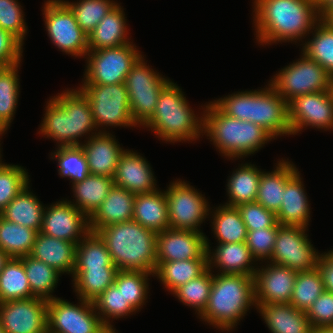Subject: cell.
Returning a JSON list of instances; mask_svg holds the SVG:
<instances>
[{
	"instance_id": "52a82bcc",
	"label": "cell",
	"mask_w": 333,
	"mask_h": 333,
	"mask_svg": "<svg viewBox=\"0 0 333 333\" xmlns=\"http://www.w3.org/2000/svg\"><path fill=\"white\" fill-rule=\"evenodd\" d=\"M181 89L169 81L161 90L152 117L143 125L162 140H194L203 132V117L197 118Z\"/></svg>"
},
{
	"instance_id": "6da1fadb",
	"label": "cell",
	"mask_w": 333,
	"mask_h": 333,
	"mask_svg": "<svg viewBox=\"0 0 333 333\" xmlns=\"http://www.w3.org/2000/svg\"><path fill=\"white\" fill-rule=\"evenodd\" d=\"M254 4L261 44L298 40L320 20L316 0H255Z\"/></svg>"
},
{
	"instance_id": "ab89813d",
	"label": "cell",
	"mask_w": 333,
	"mask_h": 333,
	"mask_svg": "<svg viewBox=\"0 0 333 333\" xmlns=\"http://www.w3.org/2000/svg\"><path fill=\"white\" fill-rule=\"evenodd\" d=\"M212 224L219 243L246 242V225L237 207L219 206L214 212Z\"/></svg>"
},
{
	"instance_id": "816d5d0a",
	"label": "cell",
	"mask_w": 333,
	"mask_h": 333,
	"mask_svg": "<svg viewBox=\"0 0 333 333\" xmlns=\"http://www.w3.org/2000/svg\"><path fill=\"white\" fill-rule=\"evenodd\" d=\"M247 231L278 227L276 214L258 202L243 203L237 206Z\"/></svg>"
},
{
	"instance_id": "be15d7a7",
	"label": "cell",
	"mask_w": 333,
	"mask_h": 333,
	"mask_svg": "<svg viewBox=\"0 0 333 333\" xmlns=\"http://www.w3.org/2000/svg\"><path fill=\"white\" fill-rule=\"evenodd\" d=\"M5 132V130H3V129H0V135L2 134V133H4ZM1 157V156H0ZM3 163L1 162V160H0V165H2Z\"/></svg>"
},
{
	"instance_id": "6125c7cd",
	"label": "cell",
	"mask_w": 333,
	"mask_h": 333,
	"mask_svg": "<svg viewBox=\"0 0 333 333\" xmlns=\"http://www.w3.org/2000/svg\"><path fill=\"white\" fill-rule=\"evenodd\" d=\"M0 333H6L5 330L3 329V326L1 325V322H0Z\"/></svg>"
},
{
	"instance_id": "ee69618b",
	"label": "cell",
	"mask_w": 333,
	"mask_h": 333,
	"mask_svg": "<svg viewBox=\"0 0 333 333\" xmlns=\"http://www.w3.org/2000/svg\"><path fill=\"white\" fill-rule=\"evenodd\" d=\"M213 282V275L208 268L199 277L180 285L173 291L178 299L189 306L197 309L200 315L207 306Z\"/></svg>"
},
{
	"instance_id": "484cf974",
	"label": "cell",
	"mask_w": 333,
	"mask_h": 333,
	"mask_svg": "<svg viewBox=\"0 0 333 333\" xmlns=\"http://www.w3.org/2000/svg\"><path fill=\"white\" fill-rule=\"evenodd\" d=\"M206 238V249L208 254V268L211 263L220 267L221 274L247 275L254 277L257 269L250 266L254 258L247 247L246 242L239 243H220L213 256L210 254L209 242ZM213 261V262H212Z\"/></svg>"
},
{
	"instance_id": "7dc6e473",
	"label": "cell",
	"mask_w": 333,
	"mask_h": 333,
	"mask_svg": "<svg viewBox=\"0 0 333 333\" xmlns=\"http://www.w3.org/2000/svg\"><path fill=\"white\" fill-rule=\"evenodd\" d=\"M54 154L59 164V175L69 177L73 184L84 180L90 174L81 146H58Z\"/></svg>"
},
{
	"instance_id": "4316f807",
	"label": "cell",
	"mask_w": 333,
	"mask_h": 333,
	"mask_svg": "<svg viewBox=\"0 0 333 333\" xmlns=\"http://www.w3.org/2000/svg\"><path fill=\"white\" fill-rule=\"evenodd\" d=\"M133 220L155 233L170 227L166 193L159 190L135 194Z\"/></svg>"
},
{
	"instance_id": "836d02e7",
	"label": "cell",
	"mask_w": 333,
	"mask_h": 333,
	"mask_svg": "<svg viewBox=\"0 0 333 333\" xmlns=\"http://www.w3.org/2000/svg\"><path fill=\"white\" fill-rule=\"evenodd\" d=\"M36 230L4 219L0 215V249L10 258H21L31 254Z\"/></svg>"
},
{
	"instance_id": "2e32d148",
	"label": "cell",
	"mask_w": 333,
	"mask_h": 333,
	"mask_svg": "<svg viewBox=\"0 0 333 333\" xmlns=\"http://www.w3.org/2000/svg\"><path fill=\"white\" fill-rule=\"evenodd\" d=\"M288 119L292 134L298 133L304 126L332 129V90L294 97L288 102Z\"/></svg>"
},
{
	"instance_id": "60d3db41",
	"label": "cell",
	"mask_w": 333,
	"mask_h": 333,
	"mask_svg": "<svg viewBox=\"0 0 333 333\" xmlns=\"http://www.w3.org/2000/svg\"><path fill=\"white\" fill-rule=\"evenodd\" d=\"M18 64L0 66V129L7 130L19 95Z\"/></svg>"
},
{
	"instance_id": "681fc988",
	"label": "cell",
	"mask_w": 333,
	"mask_h": 333,
	"mask_svg": "<svg viewBox=\"0 0 333 333\" xmlns=\"http://www.w3.org/2000/svg\"><path fill=\"white\" fill-rule=\"evenodd\" d=\"M28 173L18 165H0V212L29 183Z\"/></svg>"
},
{
	"instance_id": "11a10c76",
	"label": "cell",
	"mask_w": 333,
	"mask_h": 333,
	"mask_svg": "<svg viewBox=\"0 0 333 333\" xmlns=\"http://www.w3.org/2000/svg\"><path fill=\"white\" fill-rule=\"evenodd\" d=\"M22 45L17 38L0 28V66L20 63Z\"/></svg>"
},
{
	"instance_id": "7402d4cb",
	"label": "cell",
	"mask_w": 333,
	"mask_h": 333,
	"mask_svg": "<svg viewBox=\"0 0 333 333\" xmlns=\"http://www.w3.org/2000/svg\"><path fill=\"white\" fill-rule=\"evenodd\" d=\"M89 139L80 146L86 156L90 174L114 177L117 163L125 150L106 132L95 133Z\"/></svg>"
},
{
	"instance_id": "f5cc1de1",
	"label": "cell",
	"mask_w": 333,
	"mask_h": 333,
	"mask_svg": "<svg viewBox=\"0 0 333 333\" xmlns=\"http://www.w3.org/2000/svg\"><path fill=\"white\" fill-rule=\"evenodd\" d=\"M278 227L247 231L246 244L255 260L271 259Z\"/></svg>"
},
{
	"instance_id": "c3c4849f",
	"label": "cell",
	"mask_w": 333,
	"mask_h": 333,
	"mask_svg": "<svg viewBox=\"0 0 333 333\" xmlns=\"http://www.w3.org/2000/svg\"><path fill=\"white\" fill-rule=\"evenodd\" d=\"M93 303L95 309H98L101 312L98 311L100 319L113 333H116L115 329L112 328L113 326L107 319L109 317L120 318L135 311L128 302H125L121 290H119L114 284L106 288L105 291L93 301Z\"/></svg>"
},
{
	"instance_id": "f907efd6",
	"label": "cell",
	"mask_w": 333,
	"mask_h": 333,
	"mask_svg": "<svg viewBox=\"0 0 333 333\" xmlns=\"http://www.w3.org/2000/svg\"><path fill=\"white\" fill-rule=\"evenodd\" d=\"M22 13L16 0H0V28L9 32L23 44L27 27Z\"/></svg>"
},
{
	"instance_id": "f6af8a7d",
	"label": "cell",
	"mask_w": 333,
	"mask_h": 333,
	"mask_svg": "<svg viewBox=\"0 0 333 333\" xmlns=\"http://www.w3.org/2000/svg\"><path fill=\"white\" fill-rule=\"evenodd\" d=\"M152 273L143 271H121L115 277L114 285L121 290L125 302L136 311L144 304L147 295V277Z\"/></svg>"
},
{
	"instance_id": "7bdbcfd3",
	"label": "cell",
	"mask_w": 333,
	"mask_h": 333,
	"mask_svg": "<svg viewBox=\"0 0 333 333\" xmlns=\"http://www.w3.org/2000/svg\"><path fill=\"white\" fill-rule=\"evenodd\" d=\"M313 39L303 46V53L333 76V28L322 19L317 23Z\"/></svg>"
},
{
	"instance_id": "5bb4252c",
	"label": "cell",
	"mask_w": 333,
	"mask_h": 333,
	"mask_svg": "<svg viewBox=\"0 0 333 333\" xmlns=\"http://www.w3.org/2000/svg\"><path fill=\"white\" fill-rule=\"evenodd\" d=\"M305 231L304 227L279 224L271 263L288 267L296 272L314 270L319 255Z\"/></svg>"
},
{
	"instance_id": "8fae6325",
	"label": "cell",
	"mask_w": 333,
	"mask_h": 333,
	"mask_svg": "<svg viewBox=\"0 0 333 333\" xmlns=\"http://www.w3.org/2000/svg\"><path fill=\"white\" fill-rule=\"evenodd\" d=\"M79 90L88 99L97 127L135 126L131 117L127 87L124 83L111 85H82Z\"/></svg>"
},
{
	"instance_id": "277c9868",
	"label": "cell",
	"mask_w": 333,
	"mask_h": 333,
	"mask_svg": "<svg viewBox=\"0 0 333 333\" xmlns=\"http://www.w3.org/2000/svg\"><path fill=\"white\" fill-rule=\"evenodd\" d=\"M47 104L40 130L61 142L59 146H80L77 137L97 129L90 103L80 90H67Z\"/></svg>"
},
{
	"instance_id": "ffe728a7",
	"label": "cell",
	"mask_w": 333,
	"mask_h": 333,
	"mask_svg": "<svg viewBox=\"0 0 333 333\" xmlns=\"http://www.w3.org/2000/svg\"><path fill=\"white\" fill-rule=\"evenodd\" d=\"M296 277V271L273 263L256 270L254 275L256 305L289 303Z\"/></svg>"
},
{
	"instance_id": "7a4b0ae2",
	"label": "cell",
	"mask_w": 333,
	"mask_h": 333,
	"mask_svg": "<svg viewBox=\"0 0 333 333\" xmlns=\"http://www.w3.org/2000/svg\"><path fill=\"white\" fill-rule=\"evenodd\" d=\"M96 233L105 242L112 263L119 270L155 273L157 233L134 220L103 227Z\"/></svg>"
},
{
	"instance_id": "30bf717a",
	"label": "cell",
	"mask_w": 333,
	"mask_h": 333,
	"mask_svg": "<svg viewBox=\"0 0 333 333\" xmlns=\"http://www.w3.org/2000/svg\"><path fill=\"white\" fill-rule=\"evenodd\" d=\"M168 82L169 79L150 69L142 56L132 66L124 84L128 91L131 117L136 125L143 126L152 117L158 96Z\"/></svg>"
},
{
	"instance_id": "ac0fdd59",
	"label": "cell",
	"mask_w": 333,
	"mask_h": 333,
	"mask_svg": "<svg viewBox=\"0 0 333 333\" xmlns=\"http://www.w3.org/2000/svg\"><path fill=\"white\" fill-rule=\"evenodd\" d=\"M208 258L202 232L168 228L157 233V267L163 262Z\"/></svg>"
},
{
	"instance_id": "d590c367",
	"label": "cell",
	"mask_w": 333,
	"mask_h": 333,
	"mask_svg": "<svg viewBox=\"0 0 333 333\" xmlns=\"http://www.w3.org/2000/svg\"><path fill=\"white\" fill-rule=\"evenodd\" d=\"M261 173L254 165L246 163L237 169L228 180L230 200L225 205L237 207L243 203L255 202Z\"/></svg>"
},
{
	"instance_id": "6f0895ef",
	"label": "cell",
	"mask_w": 333,
	"mask_h": 333,
	"mask_svg": "<svg viewBox=\"0 0 333 333\" xmlns=\"http://www.w3.org/2000/svg\"><path fill=\"white\" fill-rule=\"evenodd\" d=\"M316 8L318 17L323 19L333 10V0H316Z\"/></svg>"
},
{
	"instance_id": "7c38bea8",
	"label": "cell",
	"mask_w": 333,
	"mask_h": 333,
	"mask_svg": "<svg viewBox=\"0 0 333 333\" xmlns=\"http://www.w3.org/2000/svg\"><path fill=\"white\" fill-rule=\"evenodd\" d=\"M80 302L81 305L76 306L56 297L48 301L47 330L55 333H113L97 316L98 310L93 302L84 299Z\"/></svg>"
},
{
	"instance_id": "e0dca14e",
	"label": "cell",
	"mask_w": 333,
	"mask_h": 333,
	"mask_svg": "<svg viewBox=\"0 0 333 333\" xmlns=\"http://www.w3.org/2000/svg\"><path fill=\"white\" fill-rule=\"evenodd\" d=\"M48 301L41 298L0 303V322L6 333H46Z\"/></svg>"
},
{
	"instance_id": "4fadbf2b",
	"label": "cell",
	"mask_w": 333,
	"mask_h": 333,
	"mask_svg": "<svg viewBox=\"0 0 333 333\" xmlns=\"http://www.w3.org/2000/svg\"><path fill=\"white\" fill-rule=\"evenodd\" d=\"M43 10L48 35L55 46L73 56L87 55L88 35L68 5L62 0H48Z\"/></svg>"
},
{
	"instance_id": "db71d44e",
	"label": "cell",
	"mask_w": 333,
	"mask_h": 333,
	"mask_svg": "<svg viewBox=\"0 0 333 333\" xmlns=\"http://www.w3.org/2000/svg\"><path fill=\"white\" fill-rule=\"evenodd\" d=\"M314 329L333 327V293L324 291L306 311Z\"/></svg>"
},
{
	"instance_id": "d4e9b609",
	"label": "cell",
	"mask_w": 333,
	"mask_h": 333,
	"mask_svg": "<svg viewBox=\"0 0 333 333\" xmlns=\"http://www.w3.org/2000/svg\"><path fill=\"white\" fill-rule=\"evenodd\" d=\"M272 333H312L306 312L290 303L256 305Z\"/></svg>"
},
{
	"instance_id": "f1b7e54d",
	"label": "cell",
	"mask_w": 333,
	"mask_h": 333,
	"mask_svg": "<svg viewBox=\"0 0 333 333\" xmlns=\"http://www.w3.org/2000/svg\"><path fill=\"white\" fill-rule=\"evenodd\" d=\"M297 171L293 164L283 160L278 163L273 172H262L256 202L276 214L283 202L285 184Z\"/></svg>"
},
{
	"instance_id": "603a6c76",
	"label": "cell",
	"mask_w": 333,
	"mask_h": 333,
	"mask_svg": "<svg viewBox=\"0 0 333 333\" xmlns=\"http://www.w3.org/2000/svg\"><path fill=\"white\" fill-rule=\"evenodd\" d=\"M135 194L114 185L103 203L89 217L90 232L117 223L133 220Z\"/></svg>"
},
{
	"instance_id": "94428289",
	"label": "cell",
	"mask_w": 333,
	"mask_h": 333,
	"mask_svg": "<svg viewBox=\"0 0 333 333\" xmlns=\"http://www.w3.org/2000/svg\"><path fill=\"white\" fill-rule=\"evenodd\" d=\"M312 333H333V327L314 329Z\"/></svg>"
},
{
	"instance_id": "9f6ffc18",
	"label": "cell",
	"mask_w": 333,
	"mask_h": 333,
	"mask_svg": "<svg viewBox=\"0 0 333 333\" xmlns=\"http://www.w3.org/2000/svg\"><path fill=\"white\" fill-rule=\"evenodd\" d=\"M317 267L321 272L325 291L333 293V251L319 255Z\"/></svg>"
},
{
	"instance_id": "d6986e66",
	"label": "cell",
	"mask_w": 333,
	"mask_h": 333,
	"mask_svg": "<svg viewBox=\"0 0 333 333\" xmlns=\"http://www.w3.org/2000/svg\"><path fill=\"white\" fill-rule=\"evenodd\" d=\"M71 203L67 200L56 202L44 210L40 232L78 244L79 236L85 237L90 232L89 218Z\"/></svg>"
},
{
	"instance_id": "e7e4bbea",
	"label": "cell",
	"mask_w": 333,
	"mask_h": 333,
	"mask_svg": "<svg viewBox=\"0 0 333 333\" xmlns=\"http://www.w3.org/2000/svg\"><path fill=\"white\" fill-rule=\"evenodd\" d=\"M331 90H332V93H333V76H332Z\"/></svg>"
},
{
	"instance_id": "680465c9",
	"label": "cell",
	"mask_w": 333,
	"mask_h": 333,
	"mask_svg": "<svg viewBox=\"0 0 333 333\" xmlns=\"http://www.w3.org/2000/svg\"><path fill=\"white\" fill-rule=\"evenodd\" d=\"M10 257L0 249V272L3 270L5 264L9 261Z\"/></svg>"
},
{
	"instance_id": "cb8c5ba5",
	"label": "cell",
	"mask_w": 333,
	"mask_h": 333,
	"mask_svg": "<svg viewBox=\"0 0 333 333\" xmlns=\"http://www.w3.org/2000/svg\"><path fill=\"white\" fill-rule=\"evenodd\" d=\"M76 248L77 243L38 232L30 256L55 268L60 273L68 272L73 275Z\"/></svg>"
},
{
	"instance_id": "4dcf8cb0",
	"label": "cell",
	"mask_w": 333,
	"mask_h": 333,
	"mask_svg": "<svg viewBox=\"0 0 333 333\" xmlns=\"http://www.w3.org/2000/svg\"><path fill=\"white\" fill-rule=\"evenodd\" d=\"M28 188L29 186L27 185L9 202L0 212V215L8 221L40 232L45 209L38 198L29 192Z\"/></svg>"
},
{
	"instance_id": "f546056e",
	"label": "cell",
	"mask_w": 333,
	"mask_h": 333,
	"mask_svg": "<svg viewBox=\"0 0 333 333\" xmlns=\"http://www.w3.org/2000/svg\"><path fill=\"white\" fill-rule=\"evenodd\" d=\"M122 8L116 5L88 34V49L100 50L129 44Z\"/></svg>"
},
{
	"instance_id": "03108f58",
	"label": "cell",
	"mask_w": 333,
	"mask_h": 333,
	"mask_svg": "<svg viewBox=\"0 0 333 333\" xmlns=\"http://www.w3.org/2000/svg\"><path fill=\"white\" fill-rule=\"evenodd\" d=\"M46 333H55V332H52V331H48V330H46Z\"/></svg>"
},
{
	"instance_id": "1f68e13d",
	"label": "cell",
	"mask_w": 333,
	"mask_h": 333,
	"mask_svg": "<svg viewBox=\"0 0 333 333\" xmlns=\"http://www.w3.org/2000/svg\"><path fill=\"white\" fill-rule=\"evenodd\" d=\"M113 186V177L89 174L84 180L73 184L76 197V204L73 205L89 218Z\"/></svg>"
},
{
	"instance_id": "d6a6232c",
	"label": "cell",
	"mask_w": 333,
	"mask_h": 333,
	"mask_svg": "<svg viewBox=\"0 0 333 333\" xmlns=\"http://www.w3.org/2000/svg\"><path fill=\"white\" fill-rule=\"evenodd\" d=\"M208 269V258L163 262L155 270V275L166 288L173 292L180 285L202 275Z\"/></svg>"
},
{
	"instance_id": "b9f144b4",
	"label": "cell",
	"mask_w": 333,
	"mask_h": 333,
	"mask_svg": "<svg viewBox=\"0 0 333 333\" xmlns=\"http://www.w3.org/2000/svg\"><path fill=\"white\" fill-rule=\"evenodd\" d=\"M325 291L320 270L297 272L290 304L297 310L306 312L314 301Z\"/></svg>"
},
{
	"instance_id": "3957f363",
	"label": "cell",
	"mask_w": 333,
	"mask_h": 333,
	"mask_svg": "<svg viewBox=\"0 0 333 333\" xmlns=\"http://www.w3.org/2000/svg\"><path fill=\"white\" fill-rule=\"evenodd\" d=\"M225 115L262 126L275 139L291 135L288 102L270 85L263 90L239 92L212 102Z\"/></svg>"
},
{
	"instance_id": "e575fe53",
	"label": "cell",
	"mask_w": 333,
	"mask_h": 333,
	"mask_svg": "<svg viewBox=\"0 0 333 333\" xmlns=\"http://www.w3.org/2000/svg\"><path fill=\"white\" fill-rule=\"evenodd\" d=\"M118 271V268L74 269L75 292L80 299L93 302L114 284Z\"/></svg>"
},
{
	"instance_id": "74e56055",
	"label": "cell",
	"mask_w": 333,
	"mask_h": 333,
	"mask_svg": "<svg viewBox=\"0 0 333 333\" xmlns=\"http://www.w3.org/2000/svg\"><path fill=\"white\" fill-rule=\"evenodd\" d=\"M20 259L23 261L32 296L47 301L52 300L54 297L50 293L57 285L61 273L30 255Z\"/></svg>"
},
{
	"instance_id": "bcb514c9",
	"label": "cell",
	"mask_w": 333,
	"mask_h": 333,
	"mask_svg": "<svg viewBox=\"0 0 333 333\" xmlns=\"http://www.w3.org/2000/svg\"><path fill=\"white\" fill-rule=\"evenodd\" d=\"M64 2L74 13L78 25L87 35L117 5L110 0H80L77 3Z\"/></svg>"
},
{
	"instance_id": "91938a15",
	"label": "cell",
	"mask_w": 333,
	"mask_h": 333,
	"mask_svg": "<svg viewBox=\"0 0 333 333\" xmlns=\"http://www.w3.org/2000/svg\"><path fill=\"white\" fill-rule=\"evenodd\" d=\"M322 20L333 28V10L330 11Z\"/></svg>"
},
{
	"instance_id": "8d00e7d4",
	"label": "cell",
	"mask_w": 333,
	"mask_h": 333,
	"mask_svg": "<svg viewBox=\"0 0 333 333\" xmlns=\"http://www.w3.org/2000/svg\"><path fill=\"white\" fill-rule=\"evenodd\" d=\"M33 298L23 261L10 258L0 272V303Z\"/></svg>"
},
{
	"instance_id": "f35d334b",
	"label": "cell",
	"mask_w": 333,
	"mask_h": 333,
	"mask_svg": "<svg viewBox=\"0 0 333 333\" xmlns=\"http://www.w3.org/2000/svg\"><path fill=\"white\" fill-rule=\"evenodd\" d=\"M78 242L74 269L117 268L105 242L97 233L89 232Z\"/></svg>"
},
{
	"instance_id": "9c48e42d",
	"label": "cell",
	"mask_w": 333,
	"mask_h": 333,
	"mask_svg": "<svg viewBox=\"0 0 333 333\" xmlns=\"http://www.w3.org/2000/svg\"><path fill=\"white\" fill-rule=\"evenodd\" d=\"M91 53V55H90ZM88 65L83 85L124 83L132 66L142 56L131 43L117 47L88 50Z\"/></svg>"
},
{
	"instance_id": "ba28073f",
	"label": "cell",
	"mask_w": 333,
	"mask_h": 333,
	"mask_svg": "<svg viewBox=\"0 0 333 333\" xmlns=\"http://www.w3.org/2000/svg\"><path fill=\"white\" fill-rule=\"evenodd\" d=\"M302 54L300 61L281 69L269 84L287 102L300 95L331 90L332 76L316 61Z\"/></svg>"
},
{
	"instance_id": "44dd1931",
	"label": "cell",
	"mask_w": 333,
	"mask_h": 333,
	"mask_svg": "<svg viewBox=\"0 0 333 333\" xmlns=\"http://www.w3.org/2000/svg\"><path fill=\"white\" fill-rule=\"evenodd\" d=\"M114 185L134 193H148L157 190L149 163L135 152L126 151L117 163Z\"/></svg>"
},
{
	"instance_id": "9a60e30c",
	"label": "cell",
	"mask_w": 333,
	"mask_h": 333,
	"mask_svg": "<svg viewBox=\"0 0 333 333\" xmlns=\"http://www.w3.org/2000/svg\"><path fill=\"white\" fill-rule=\"evenodd\" d=\"M166 193L170 228L200 232L199 224L209 215V208L202 194L186 182L176 181Z\"/></svg>"
},
{
	"instance_id": "5b68a950",
	"label": "cell",
	"mask_w": 333,
	"mask_h": 333,
	"mask_svg": "<svg viewBox=\"0 0 333 333\" xmlns=\"http://www.w3.org/2000/svg\"><path fill=\"white\" fill-rule=\"evenodd\" d=\"M251 305H256L254 277L218 274L213 276L207 306L199 316L221 330H230Z\"/></svg>"
},
{
	"instance_id": "83f0119b",
	"label": "cell",
	"mask_w": 333,
	"mask_h": 333,
	"mask_svg": "<svg viewBox=\"0 0 333 333\" xmlns=\"http://www.w3.org/2000/svg\"><path fill=\"white\" fill-rule=\"evenodd\" d=\"M310 208L299 172L286 184L283 202L276 213L280 225H291L307 228Z\"/></svg>"
},
{
	"instance_id": "8992f818",
	"label": "cell",
	"mask_w": 333,
	"mask_h": 333,
	"mask_svg": "<svg viewBox=\"0 0 333 333\" xmlns=\"http://www.w3.org/2000/svg\"><path fill=\"white\" fill-rule=\"evenodd\" d=\"M203 131L224 156H248L274 138L262 126L222 113L212 102L206 105Z\"/></svg>"
}]
</instances>
